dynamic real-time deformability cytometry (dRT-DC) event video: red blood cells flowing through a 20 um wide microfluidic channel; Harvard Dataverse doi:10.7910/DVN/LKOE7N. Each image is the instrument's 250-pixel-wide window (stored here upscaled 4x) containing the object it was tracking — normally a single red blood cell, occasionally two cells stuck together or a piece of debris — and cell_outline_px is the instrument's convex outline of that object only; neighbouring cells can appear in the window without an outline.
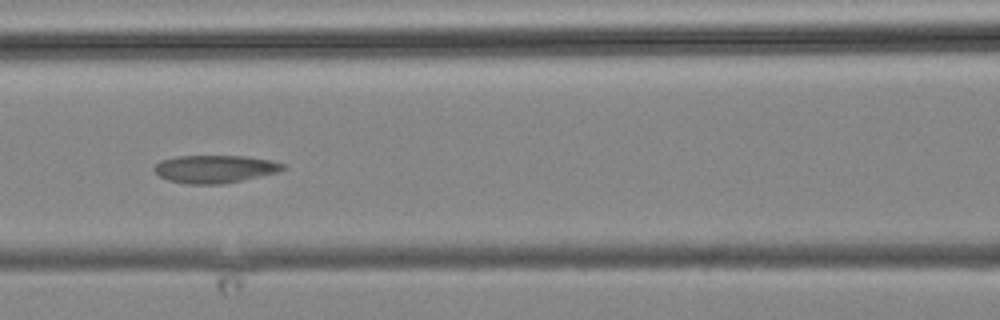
{"species": "common noctule bat (a hibernating species)", "species_latin": "Nyctalus noctula", "temperature_condition": "cold", "stored_images_in_passage": 4, "camera_frame_rate_fps": 3000, "um_per_image_px": 0.085, "animal": {"sex": "male", "body_mass_g": 19.2, "forearm_length_mm": 51.8}, "frame": {"image": 1, "passage_image": 3, "time_ms": 2.333, "image_size_px": [1000, 320], "cell_outline_px": [[284, 168], [276, 172], [224, 184], [188, 184], [168, 180], [160, 176], [152, 168], [160, 160], [176, 156], [244, 156], [272, 160], [284, 164]], "centroid_in_image_um": [18.22, 14.36], "position_along_channel_um": 148.4, "area_um2": 20.69}}
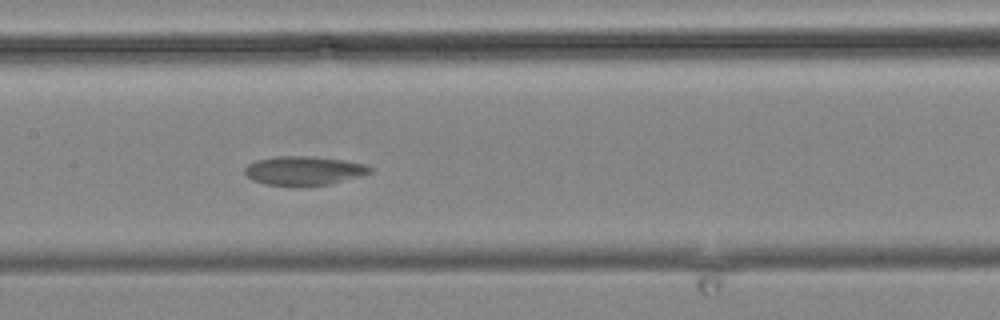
{"frame": {"image": 2, "passage_image": 4, "time_ms": 3.333, "image_size_px": [1000, 320], "cell_outline_px": [[372, 172], [360, 176], [328, 184], [292, 188], [264, 184], [252, 180], [244, 172], [244, 168], [248, 164], [256, 160], [276, 156], [308, 156], [344, 160], [364, 164], [372, 168]], "centroid_in_image_um": [25.78, 14.53], "position_along_channel_um": 181.6, "area_um2": 21.5}}